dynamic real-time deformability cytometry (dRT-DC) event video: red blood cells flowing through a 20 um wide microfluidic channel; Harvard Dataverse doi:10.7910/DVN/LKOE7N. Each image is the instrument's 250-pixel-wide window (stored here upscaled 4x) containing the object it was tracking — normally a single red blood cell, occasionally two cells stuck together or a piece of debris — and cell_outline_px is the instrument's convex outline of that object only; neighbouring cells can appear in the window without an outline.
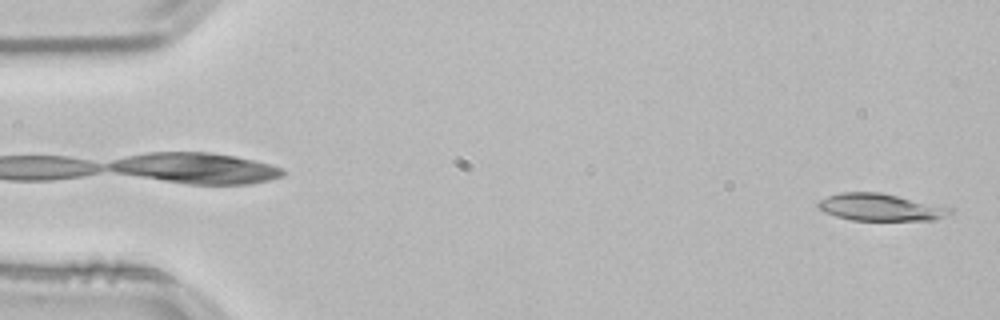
{"species": "common noctule bat (a hibernating species)", "species_latin": "Nyctalus noctula", "temperature_condition": "room temperature", "stored_images_in_passage": 10, "camera_frame_rate_fps": 3000, "um_per_image_px": 0.085, "animal": {"sex": "male", "body_mass_g": 21.5, "forearm_length_mm": 52.0}, "frame": {"image": 1, "passage_image": 1, "time_ms": 0.0, "image_size_px": [1000, 320], "cell_outline_px": [[952, 212], [936, 220], [852, 220], [836, 216], [824, 212], [816, 208], [816, 204], [820, 200], [828, 196], [840, 192], [880, 192], [952, 208]], "centroid_in_image_um": [74.78, 17.61], "position_along_channel_um": 10.2, "area_um2": 20.75}}